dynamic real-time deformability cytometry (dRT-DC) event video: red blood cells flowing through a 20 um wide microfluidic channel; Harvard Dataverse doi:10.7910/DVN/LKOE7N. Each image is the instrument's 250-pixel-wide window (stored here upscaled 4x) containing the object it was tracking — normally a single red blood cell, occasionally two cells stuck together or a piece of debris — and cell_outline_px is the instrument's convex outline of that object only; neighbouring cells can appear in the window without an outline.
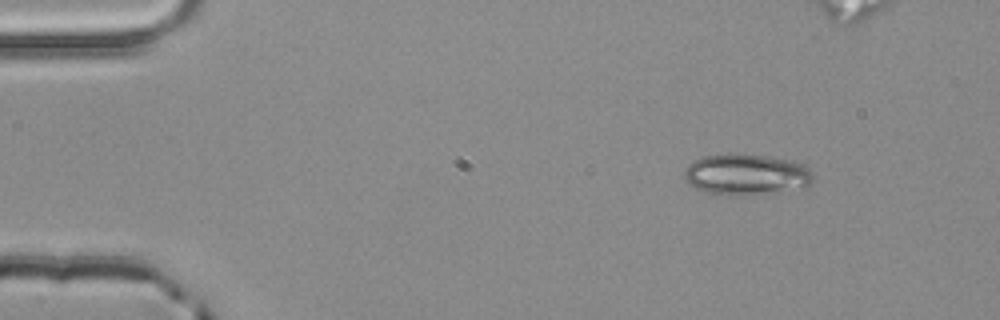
{"species": "common noctule bat (a hibernating species)", "species_latin": "Nyctalus noctula", "temperature_condition": "room temperature", "stored_images_in_passage": 4, "camera_frame_rate_fps": 3000, "um_per_image_px": 0.085, "animal": {"sex": "male", "body_mass_g": 20.4}, "frame": {"image": 1, "passage_image": 1, "time_ms": 0.0, "image_size_px": [1000, 320], "cell_outline_px": [[812, 184], [808, 188], [728, 196], [708, 192], [696, 188], [684, 180], [684, 168], [692, 160], [704, 156], [768, 156], [792, 160], [804, 164], [812, 172]], "centroid_in_image_um": [63.46, 14.85], "position_along_channel_um": 21.5, "area_um2": 30.35}}
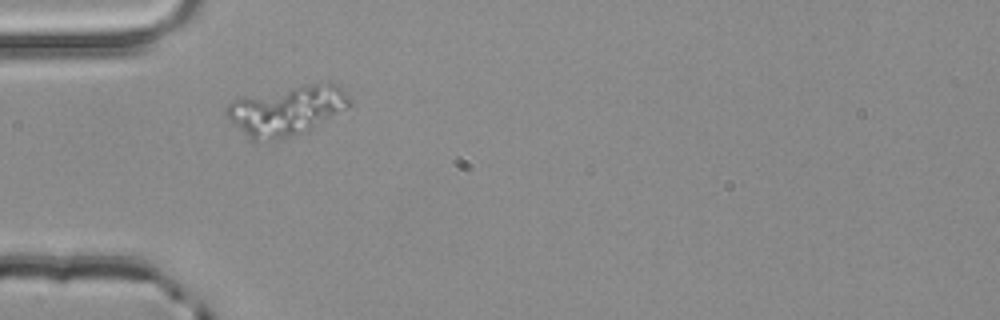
{"frame": {"image": 2, "passage_image": 3, "time_ms": 0.667, "image_size_px": [1000, 320], "cell_outline_px": [[352, 104], [304, 132], [256, 144], [252, 144], [248, 140], [224, 112], [228, 104], [232, 100], [320, 80], [328, 80], [336, 84], [352, 100]], "centroid_in_image_um": [24.35, 9.38], "position_along_channel_um": 60.6, "area_um2": 35.6}}
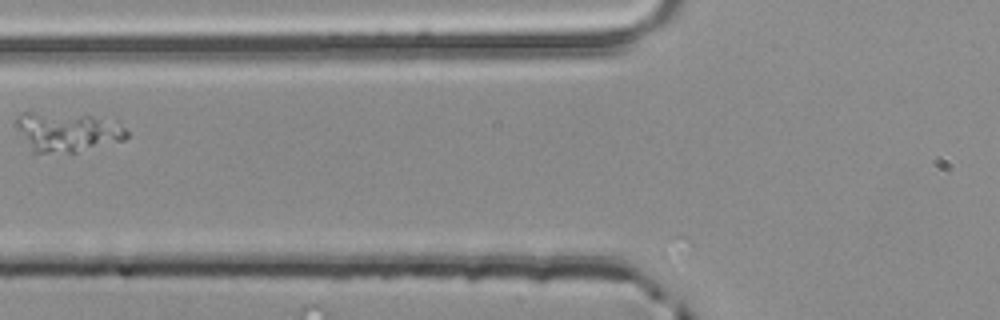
{"frame": {"image": 3, "passage_image": 4, "time_ms": 1.0, "image_size_px": [1000, 320], "cell_outline_px": [[128, 136], [124, 140], [76, 152], [32, 152], [16, 128], [16, 116], [24, 112], [32, 112], [88, 116], [116, 120], [128, 132]], "centroid_in_image_um": [5.72, 11.21], "position_along_channel_um": 120.1, "area_um2": 25.14}}